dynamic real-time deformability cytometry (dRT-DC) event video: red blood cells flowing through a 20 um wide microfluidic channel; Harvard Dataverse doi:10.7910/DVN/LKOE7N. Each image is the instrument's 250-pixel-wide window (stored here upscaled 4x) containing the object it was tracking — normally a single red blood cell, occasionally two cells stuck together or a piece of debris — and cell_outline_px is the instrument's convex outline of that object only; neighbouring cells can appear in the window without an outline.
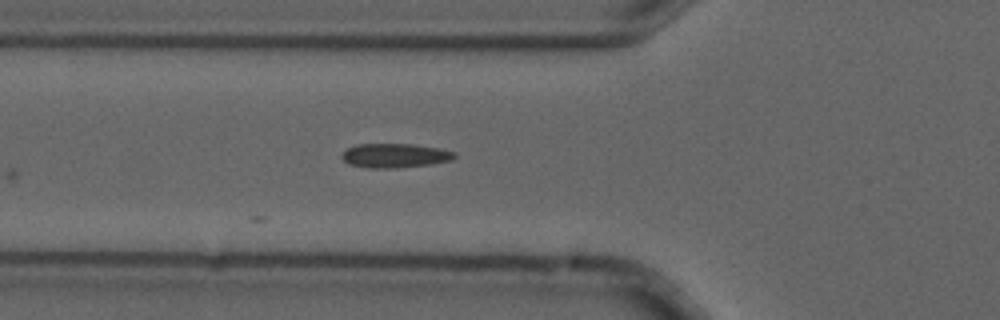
{"species": "common noctule bat (a hibernating species)", "species_latin": "Nyctalus noctula", "temperature_condition": "cold", "stored_images_in_passage": 4, "camera_frame_rate_fps": 3000, "um_per_image_px": 0.085, "animal": {"sex": "male", "forearm_length_mm": 52.5}, "frame": {"image": 1, "passage_image": 4, "time_ms": 1.0, "image_size_px": [1000, 320], "cell_outline_px": [[456, 156], [452, 160], [428, 164], [396, 168], [368, 168], [348, 164], [340, 156], [348, 148], [356, 144], [412, 144], [440, 148], [456, 152]], "centroid_in_image_um": [33.56, 13.22], "position_along_channel_um": 92.2, "area_um2": 15.9}}